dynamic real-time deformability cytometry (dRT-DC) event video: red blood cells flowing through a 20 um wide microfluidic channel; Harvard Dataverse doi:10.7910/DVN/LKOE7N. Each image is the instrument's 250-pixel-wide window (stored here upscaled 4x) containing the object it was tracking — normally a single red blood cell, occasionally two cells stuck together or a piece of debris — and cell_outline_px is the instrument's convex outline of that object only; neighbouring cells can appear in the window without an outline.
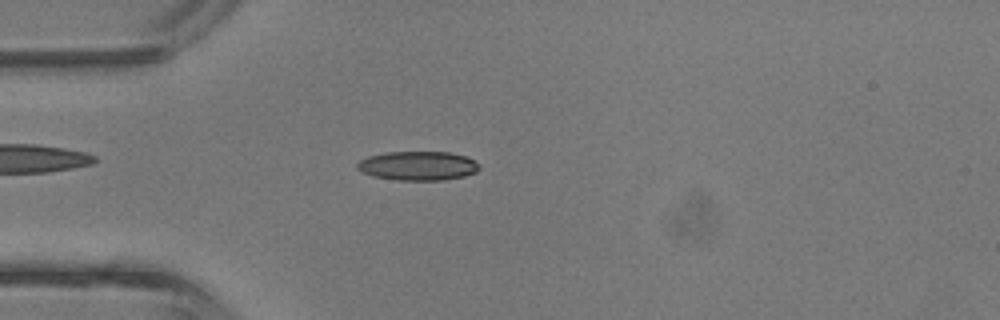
{"species": "common noctule bat (a hibernating species)", "species_latin": "Nyctalus noctula", "temperature_condition": "room temperature", "stored_images_in_passage": 42, "camera_frame_rate_fps": 3000, "um_per_image_px": 0.085, "animal": {"sex": "male", "body_mass_g": 13.3}, "frame": {"image": 1, "passage_image": 11, "time_ms": 3.333, "image_size_px": [1000, 320], "cell_outline_px": [[480, 168], [476, 172], [464, 176], [444, 180], [396, 180], [372, 176], [360, 172], [356, 168], [356, 164], [360, 160], [368, 156], [384, 152], [448, 152], [464, 156], [480, 164]], "centroid_in_image_um": [35.48, 14.1], "position_along_channel_um": 49.5, "area_um2": 20.81}}
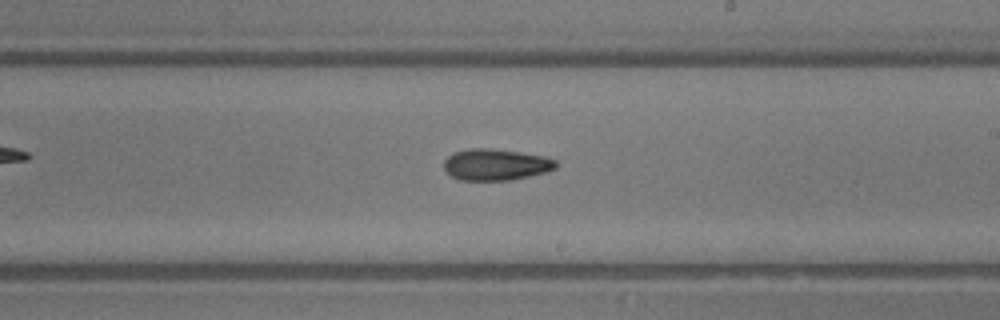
{"frame": {"image": 2, "passage_image": 24, "time_ms": 7.667, "image_size_px": [1000, 320], "cell_outline_px": [[556, 168], [544, 172], [528, 176], [508, 180], [460, 180], [452, 176], [444, 168], [444, 160], [452, 152], [472, 148], [488, 148], [544, 156], [556, 160]], "centroid_in_image_um": [42.1, 13.99], "position_along_channel_um": 246.9, "area_um2": 20.23}}
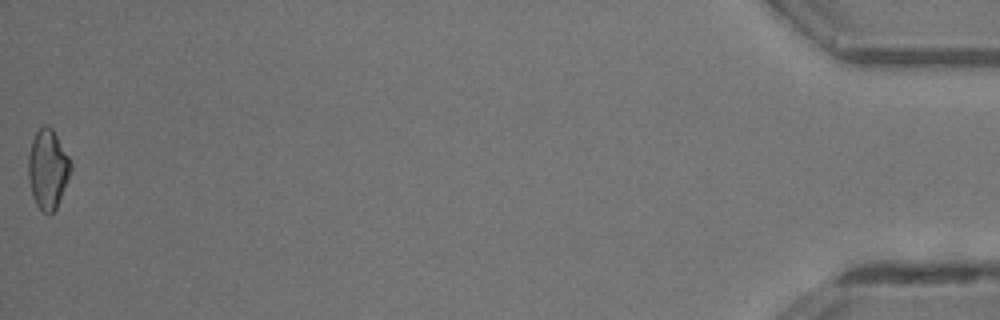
{"frame": {"image": 3, "passage_image": 42, "time_ms": 13.667, "image_size_px": [1000, 320], "cell_outline_px": [[72, 168], [56, 208], [48, 216], [36, 204], [32, 196], [28, 176], [28, 156], [32, 140], [36, 132], [44, 124], [48, 124], [52, 128], [68, 156], [72, 164]], "centroid_in_image_um": [4.05, 14.36], "position_along_channel_um": 431.1, "area_um2": 19.48}, "authors_computed_cell_mechanics": {"area_um2": 19.9988, "velocity_mm_per_s": 4.8218, "shape_relaxation_time_tau1_ms": 8.6286, "shape_relaxation_time_tau2_ms": 6.0493, "deformation_change_tau1": 0.1981, "deformation_change_tau2": 0.159}}